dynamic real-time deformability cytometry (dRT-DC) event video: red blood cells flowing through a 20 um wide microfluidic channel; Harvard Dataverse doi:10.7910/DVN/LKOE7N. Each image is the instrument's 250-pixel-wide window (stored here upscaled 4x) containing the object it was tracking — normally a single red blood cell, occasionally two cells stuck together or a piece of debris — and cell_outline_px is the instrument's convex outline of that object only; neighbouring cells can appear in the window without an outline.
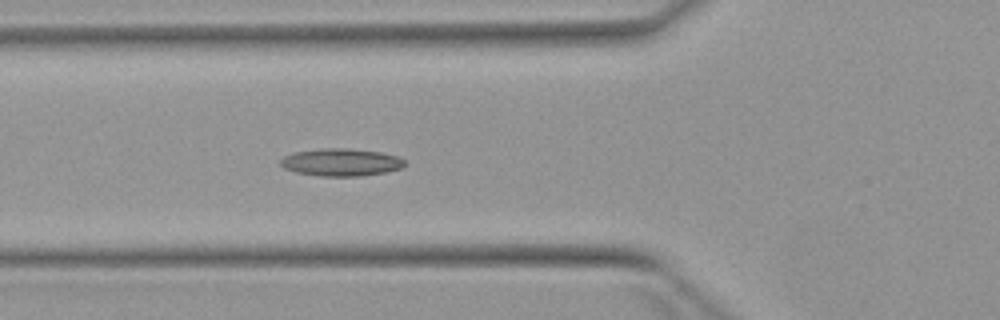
{"species": "Egyptian fruit bat (a non-hibernating species)", "species_latin": "Rousettus aegyptiacus", "temperature_condition": "warm", "stored_images_in_passage": 6, "camera_frame_rate_fps": 3000, "um_per_image_px": 0.085, "animal": {"sex": "female"}, "frame": {"image": 1, "passage_image": 6, "time_ms": 5.667, "image_size_px": [1000, 320], "cell_outline_px": [[404, 164], [400, 168], [388, 172], [360, 176], [320, 176], [296, 172], [284, 168], [280, 164], [280, 160], [284, 156], [292, 152], [324, 148], [348, 148], [380, 152], [400, 156], [404, 160]], "centroid_in_image_um": [28.99, 13.79], "position_along_channel_um": 96.8, "area_um2": 20.0}}